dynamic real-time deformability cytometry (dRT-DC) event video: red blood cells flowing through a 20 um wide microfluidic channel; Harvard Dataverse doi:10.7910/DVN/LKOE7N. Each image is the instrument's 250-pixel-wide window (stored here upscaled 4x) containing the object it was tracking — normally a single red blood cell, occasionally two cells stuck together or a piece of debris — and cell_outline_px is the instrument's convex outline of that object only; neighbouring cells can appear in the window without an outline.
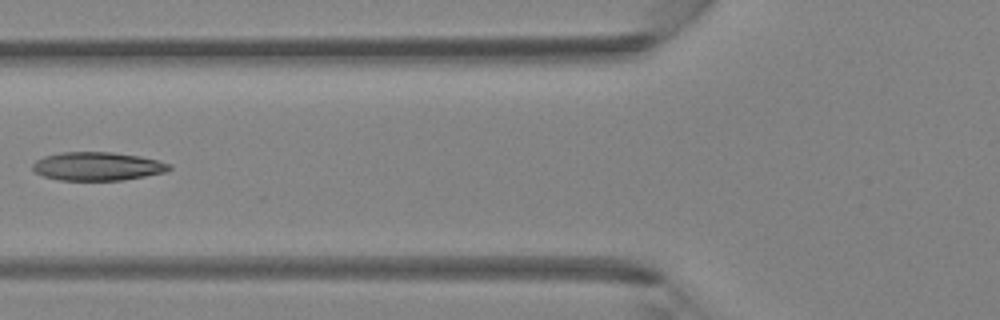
{"species": "Egyptian fruit bat (a non-hibernating species)", "species_latin": "Rousettus aegyptiacus", "temperature_condition": "room temperature", "stored_images_in_passage": 5, "camera_frame_rate_fps": 3000, "um_per_image_px": 0.085, "animal": {"sex": "female"}, "frame": {"image": 1, "passage_image": 5, "time_ms": 1.333, "image_size_px": [1000, 320], "cell_outline_px": [[172, 168], [164, 172], [124, 180], [60, 180], [44, 176], [36, 172], [32, 168], [32, 164], [36, 160], [44, 156], [60, 152], [112, 152], [140, 156], [160, 160], [172, 164]], "centroid_in_image_um": [8.31, 14.13], "position_along_channel_um": 117.5, "area_um2": 22.72}}